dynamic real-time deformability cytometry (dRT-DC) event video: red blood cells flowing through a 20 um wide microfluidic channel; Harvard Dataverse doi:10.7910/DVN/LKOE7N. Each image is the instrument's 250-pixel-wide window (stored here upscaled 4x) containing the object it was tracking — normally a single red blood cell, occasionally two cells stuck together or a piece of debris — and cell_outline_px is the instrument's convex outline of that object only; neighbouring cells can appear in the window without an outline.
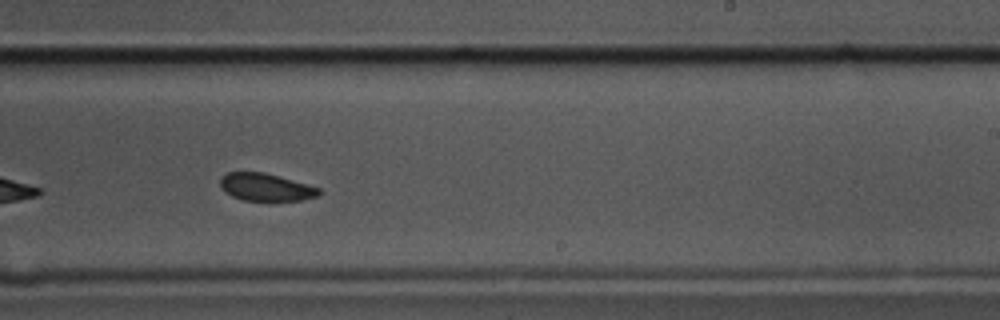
{"species": "common noctule bat (a hibernating species)", "species_latin": "Nyctalus noctula", "temperature_condition": "cold", "stored_images_in_passage": 10, "camera_frame_rate_fps": 3000, "um_per_image_px": 0.085, "animal": {"sex": "male", "body_mass_g": 17.5, "forearm_length_mm": 52.3}, "frame": {"image": 1, "passage_image": 9, "time_ms": 2.667, "image_size_px": [1000, 320], "cell_outline_px": [[324, 192], [320, 196], [300, 200], [244, 200], [232, 196], [224, 192], [220, 188], [220, 176], [228, 172], [264, 172], [308, 184], [320, 188]], "centroid_in_image_um": [22.61, 15.9], "position_along_channel_um": 266.4, "area_um2": 16.01}}